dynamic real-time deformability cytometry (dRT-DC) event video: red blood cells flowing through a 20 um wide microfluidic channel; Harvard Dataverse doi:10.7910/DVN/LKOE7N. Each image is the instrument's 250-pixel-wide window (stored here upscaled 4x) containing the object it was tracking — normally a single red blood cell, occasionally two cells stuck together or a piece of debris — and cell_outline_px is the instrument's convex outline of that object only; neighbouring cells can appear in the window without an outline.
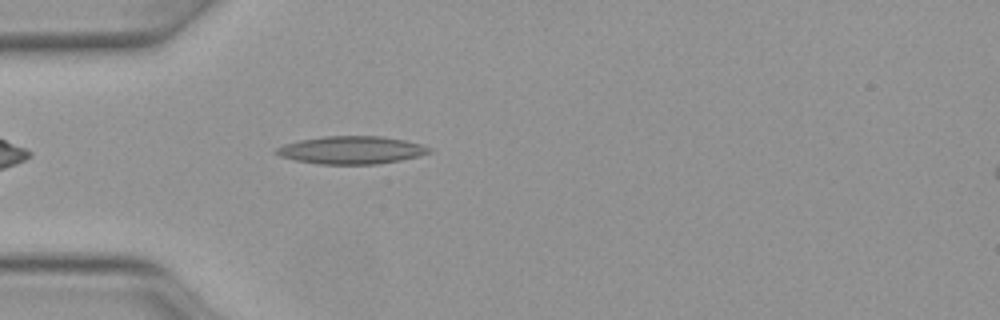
{"species": "Egyptian fruit bat (a non-hibernating species)", "species_latin": "Rousettus aegyptiacus", "temperature_condition": "warm", "stored_images_in_passage": 38, "camera_frame_rate_fps": 3000, "um_per_image_px": 0.085, "animal": {"sex": "female"}, "frame": {"image": 1, "passage_image": 3, "time_ms": 0.667, "image_size_px": [1000, 320], "cell_outline_px": [[432, 152], [420, 156], [400, 160], [376, 164], [320, 164], [296, 160], [280, 156], [272, 152], [276, 148], [284, 144], [300, 140], [324, 136], [380, 136], [404, 140], [420, 144], [432, 148]], "centroid_in_image_um": [29.87, 12.75], "position_along_channel_um": 55.1, "area_um2": 24.74}}
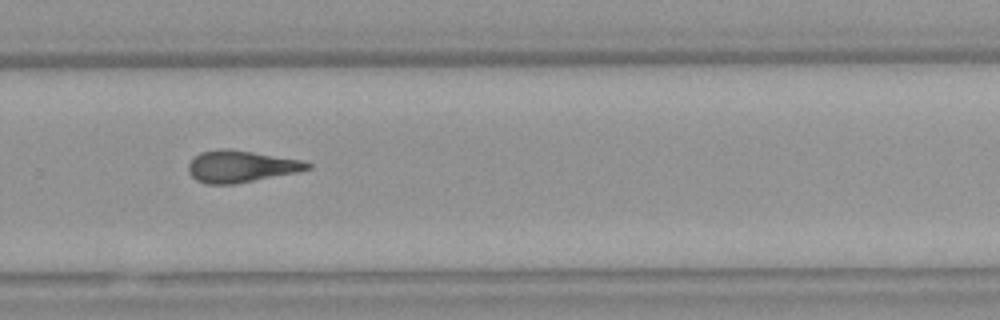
{"frame": {"image": 2, "passage_image": 22, "time_ms": 7.0, "image_size_px": [1000, 320], "cell_outline_px": [[312, 168], [296, 172], [236, 184], [204, 184], [196, 180], [188, 172], [188, 164], [200, 152], [220, 148], [228, 148], [304, 160], [312, 164]], "centroid_in_image_um": [20.48, 14.14], "position_along_channel_um": 309.3, "area_um2": 22.2}}
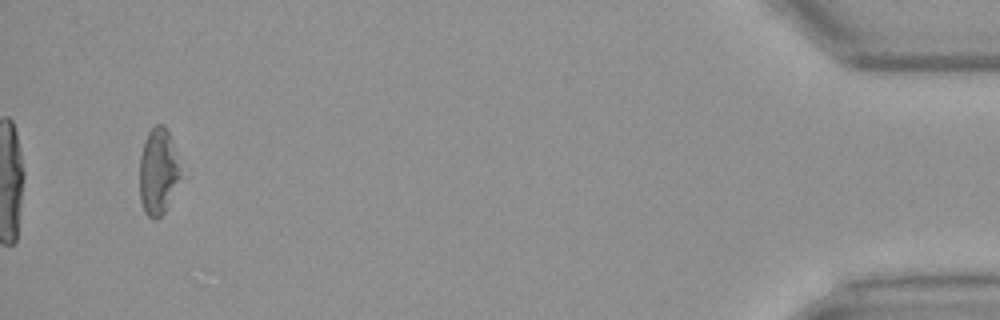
{"frame": {"image": 3, "passage_image": 36, "time_ms": 11.667, "image_size_px": [1000, 320], "cell_outline_px": [[180, 176], [168, 204], [164, 212], [156, 220], [152, 220], [144, 212], [140, 200], [140, 156], [144, 140], [148, 132], [156, 124], [164, 124], [168, 128], [180, 156]], "centroid_in_image_um": [13.46, 14.52], "position_along_channel_um": 421.7, "area_um2": 21.04}, "authors_computed_cell_mechanics": {"area_um2": 22.1952, "velocity_mm_per_s": 4.1196, "shape_relaxation_time_tau1_ms": null, "shape_relaxation_time_tau2_ms": 3.6357, "deformation_change_tau1": null, "deformation_change_tau2": 0.1571}}